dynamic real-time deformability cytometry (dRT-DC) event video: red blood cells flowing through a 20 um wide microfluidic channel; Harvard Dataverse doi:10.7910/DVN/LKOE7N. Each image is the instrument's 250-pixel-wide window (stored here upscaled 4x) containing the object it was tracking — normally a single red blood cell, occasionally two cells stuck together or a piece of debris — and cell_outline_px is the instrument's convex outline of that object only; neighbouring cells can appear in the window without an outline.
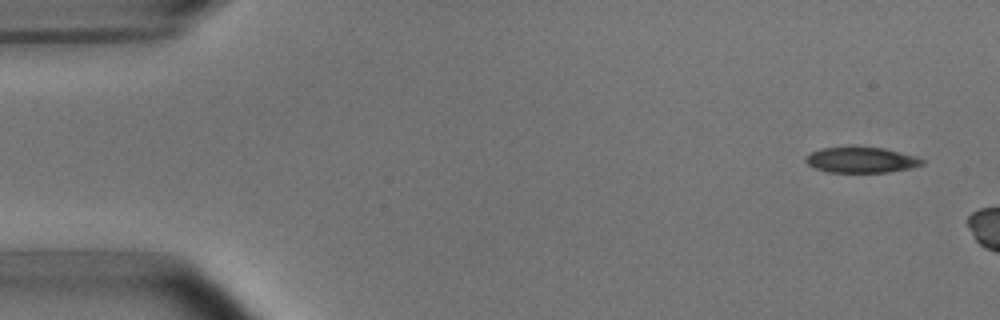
{"species": "common noctule bat (a hibernating species)", "species_latin": "Nyctalus noctula", "temperature_condition": "room temperature", "stored_images_in_passage": 3, "camera_frame_rate_fps": 3000, "um_per_image_px": 0.085, "animal": {"sex": "male", "body_mass_g": 15.6}, "frame": {"image": 1, "passage_image": 1, "time_ms": 0.0, "image_size_px": [1000, 320], "cell_outline_px": [[924, 164], [912, 168], [888, 172], [828, 172], [816, 168], [808, 164], [804, 160], [804, 156], [820, 148], [852, 144], [884, 148], [916, 156], [924, 160]], "centroid_in_image_um": [73.18, 13.55], "position_along_channel_um": 11.8, "area_um2": 18.09}}